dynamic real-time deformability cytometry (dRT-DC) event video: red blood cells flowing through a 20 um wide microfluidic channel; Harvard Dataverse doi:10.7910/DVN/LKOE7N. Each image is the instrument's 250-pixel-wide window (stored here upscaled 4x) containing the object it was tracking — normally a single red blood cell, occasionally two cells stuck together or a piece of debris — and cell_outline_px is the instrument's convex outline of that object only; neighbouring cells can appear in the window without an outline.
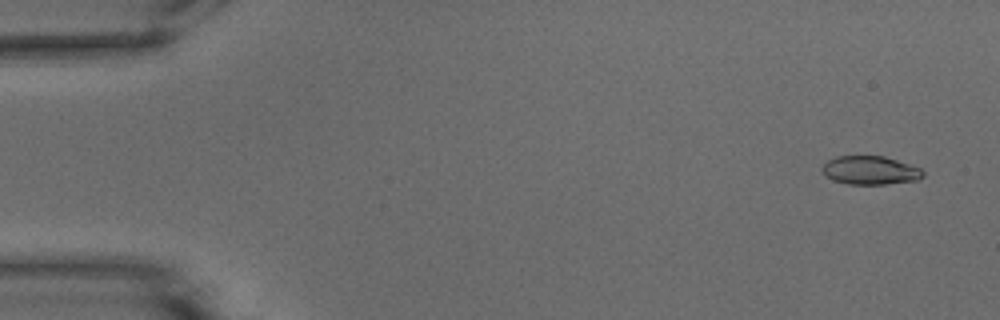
{"species": "common noctule bat (a hibernating species)", "species_latin": "Nyctalus noctula", "temperature_condition": "warm", "stored_images_in_passage": 21, "camera_frame_rate_fps": 3000, "um_per_image_px": 0.085, "animal": {"sex": "male", "body_mass_g": 15.6}, "frame": {"image": 1, "passage_image": 3, "time_ms": 0.667, "image_size_px": [1000, 320], "cell_outline_px": [[924, 176], [916, 180], [884, 184], [848, 184], [832, 180], [820, 168], [828, 160], [836, 156], [884, 156], [920, 168], [924, 172]], "centroid_in_image_um": [73.95, 14.47], "position_along_channel_um": 11.0, "area_um2": 16.59}}
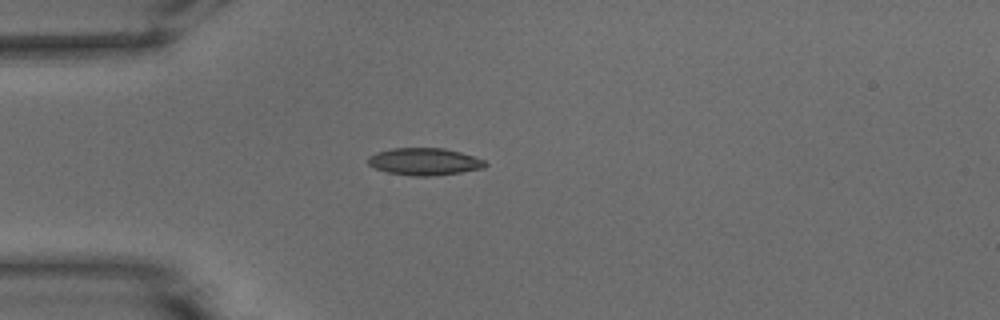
{"frame": {"image": 2, "passage_image": 15, "time_ms": 4.667, "image_size_px": [1000, 320], "cell_outline_px": [[488, 164], [484, 168], [460, 172], [428, 176], [412, 176], [388, 172], [376, 168], [368, 164], [368, 156], [376, 152], [392, 148], [444, 148], [460, 152], [484, 160]], "centroid_in_image_um": [36.06, 13.73], "position_along_channel_um": 48.9, "area_um2": 18.44}}